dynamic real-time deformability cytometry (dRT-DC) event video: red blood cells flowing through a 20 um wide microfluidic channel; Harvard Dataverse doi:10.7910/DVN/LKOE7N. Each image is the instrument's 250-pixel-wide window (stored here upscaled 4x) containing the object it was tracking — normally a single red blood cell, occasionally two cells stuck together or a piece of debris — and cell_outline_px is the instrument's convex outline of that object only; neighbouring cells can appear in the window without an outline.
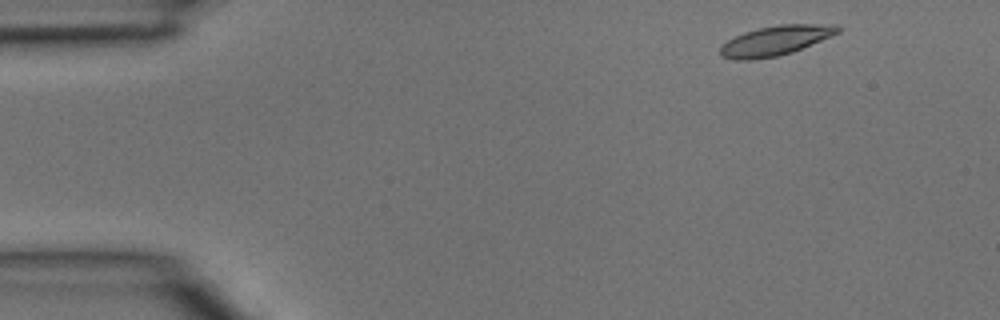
{"species": "common noctule bat (a hibernating species)", "species_latin": "Nyctalus noctula", "temperature_condition": "room temperature", "stored_images_in_passage": 3, "camera_frame_rate_fps": 3000, "um_per_image_px": 0.085, "animal": {"sex": "male", "body_mass_g": 15.6}, "frame": {"image": 1, "passage_image": 1, "time_ms": 0.0, "image_size_px": [1000, 320], "cell_outline_px": [[840, 32], [832, 36], [792, 52], [776, 56], [752, 60], [732, 60], [720, 56], [720, 44], [744, 32], [756, 28], [780, 24], [836, 24], [840, 28]], "centroid_in_image_um": [65.89, 3.45], "position_along_channel_um": 19.1, "area_um2": 20.52}}